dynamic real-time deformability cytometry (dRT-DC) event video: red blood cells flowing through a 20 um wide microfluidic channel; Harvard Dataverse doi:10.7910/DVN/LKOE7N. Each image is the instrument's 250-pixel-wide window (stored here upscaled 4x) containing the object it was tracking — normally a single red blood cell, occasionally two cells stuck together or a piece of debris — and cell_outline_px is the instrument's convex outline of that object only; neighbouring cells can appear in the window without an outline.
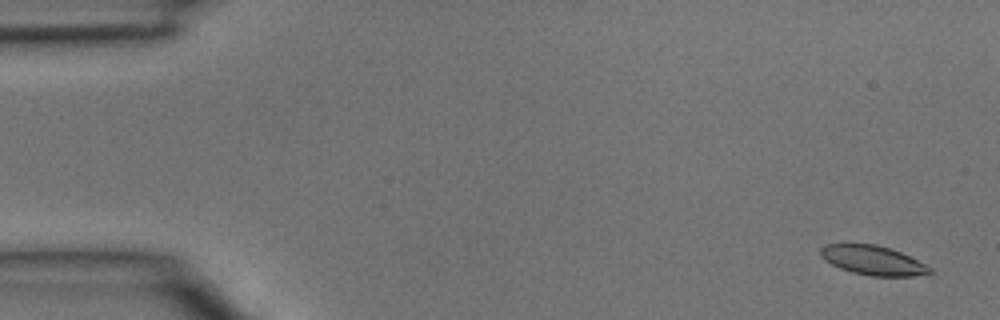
{"species": "common noctule bat (a hibernating species)", "species_latin": "Nyctalus noctula", "temperature_condition": "room temperature", "stored_images_in_passage": 3, "camera_frame_rate_fps": 3000, "um_per_image_px": 0.085, "animal": {"sex": "male", "body_mass_g": 15.6}, "frame": {"image": 1, "passage_image": 1, "time_ms": 0.0, "image_size_px": [1000, 320], "cell_outline_px": [[932, 272], [916, 276], [872, 276], [852, 272], [840, 268], [824, 260], [820, 256], [820, 248], [824, 244], [876, 244], [900, 252], [932, 268]], "centroid_in_image_um": [74.16, 22.13], "position_along_channel_um": 10.8, "area_um2": 18.5}}
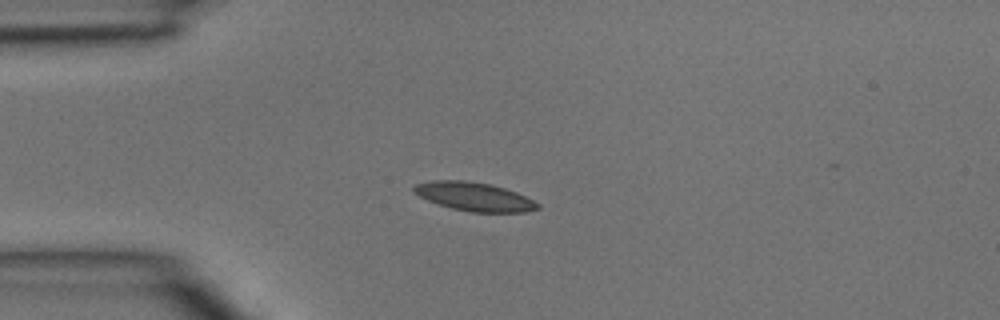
{"frame": {"image": 2, "passage_image": 3, "time_ms": 0.667, "image_size_px": [1000, 320], "cell_outline_px": [[540, 208], [524, 212], [472, 212], [452, 208], [428, 200], [412, 192], [412, 188], [416, 184], [432, 180], [464, 180], [492, 184], [516, 192], [540, 204]], "centroid_in_image_um": [40.3, 16.7], "position_along_channel_um": 44.7, "area_um2": 20.52}}